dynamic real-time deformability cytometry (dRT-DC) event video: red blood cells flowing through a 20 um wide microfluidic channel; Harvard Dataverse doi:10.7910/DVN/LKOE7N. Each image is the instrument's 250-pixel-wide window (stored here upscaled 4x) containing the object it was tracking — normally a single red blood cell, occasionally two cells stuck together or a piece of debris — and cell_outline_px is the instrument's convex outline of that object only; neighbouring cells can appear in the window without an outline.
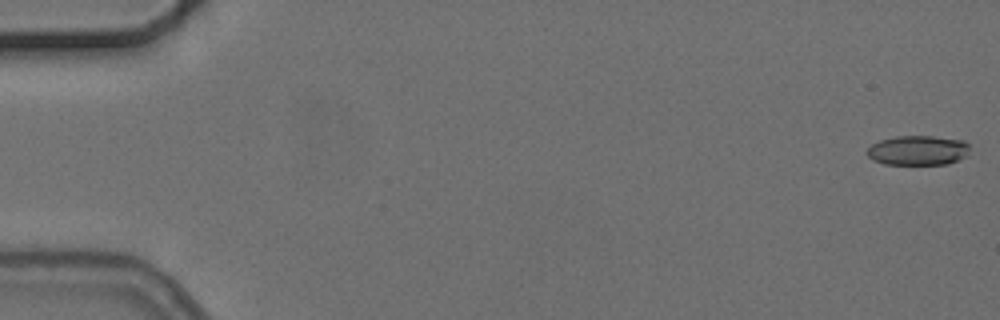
{"species": "common noctule bat (a hibernating species)", "species_latin": "Nyctalus noctula", "temperature_condition": "cold", "stored_images_in_passage": 6, "camera_frame_rate_fps": 3000, "um_per_image_px": 0.085, "animal": {"sex": "female", "body_mass_g": 24.6, "forearm_length_mm": 56.2}, "frame": {"image": 1, "passage_image": 1, "time_ms": 0.0, "image_size_px": [1000, 320], "cell_outline_px": [[968, 156], [948, 164], [884, 164], [872, 160], [864, 152], [872, 144], [880, 140], [896, 136], [932, 136], [964, 140], [968, 144]], "centroid_in_image_um": [78.01, 12.78], "position_along_channel_um": 7.0, "area_um2": 17.92}}
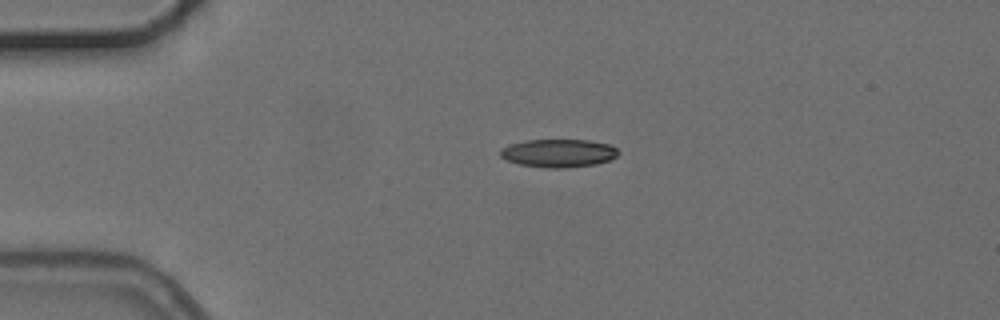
{"frame": {"image": 2, "passage_image": 4, "time_ms": 4.0, "image_size_px": [1000, 320], "cell_outline_px": [[620, 152], [616, 156], [608, 160], [596, 164], [564, 168], [548, 168], [520, 164], [504, 160], [500, 156], [500, 148], [508, 144], [524, 140], [588, 140], [612, 144]], "centroid_in_image_um": [47.45, 13.01], "position_along_channel_um": 37.6, "area_um2": 19.54}}